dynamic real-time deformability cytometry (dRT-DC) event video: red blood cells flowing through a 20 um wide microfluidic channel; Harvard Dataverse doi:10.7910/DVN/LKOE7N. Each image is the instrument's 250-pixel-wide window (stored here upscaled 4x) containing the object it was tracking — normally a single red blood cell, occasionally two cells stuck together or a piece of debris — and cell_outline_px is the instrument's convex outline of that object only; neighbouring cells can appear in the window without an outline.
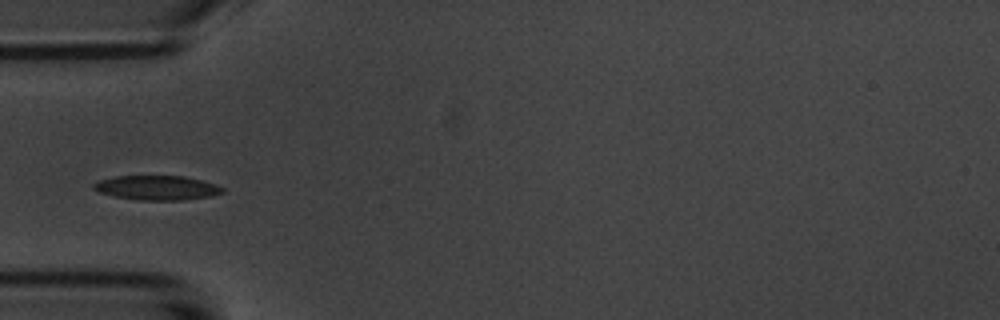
{"species": "common noctule bat (a hibernating species)", "species_latin": "Nyctalus noctula", "temperature_condition": "room temperature", "stored_images_in_passage": 5, "camera_frame_rate_fps": 3000, "um_per_image_px": 0.085, "animal": {"sex": "male", "body_mass_g": 20.1, "forearm_length_mm": 53.5}, "frame": {"image": 1, "passage_image": 5, "time_ms": 5.0, "image_size_px": [1000, 320], "cell_outline_px": [[224, 192], [212, 196], [184, 200], [140, 200], [116, 196], [100, 192], [92, 188], [92, 184], [100, 180], [116, 176], [184, 176], [216, 184], [224, 188]], "centroid_in_image_um": [13.37, 15.96], "position_along_channel_um": 71.6, "area_um2": 18.26}}